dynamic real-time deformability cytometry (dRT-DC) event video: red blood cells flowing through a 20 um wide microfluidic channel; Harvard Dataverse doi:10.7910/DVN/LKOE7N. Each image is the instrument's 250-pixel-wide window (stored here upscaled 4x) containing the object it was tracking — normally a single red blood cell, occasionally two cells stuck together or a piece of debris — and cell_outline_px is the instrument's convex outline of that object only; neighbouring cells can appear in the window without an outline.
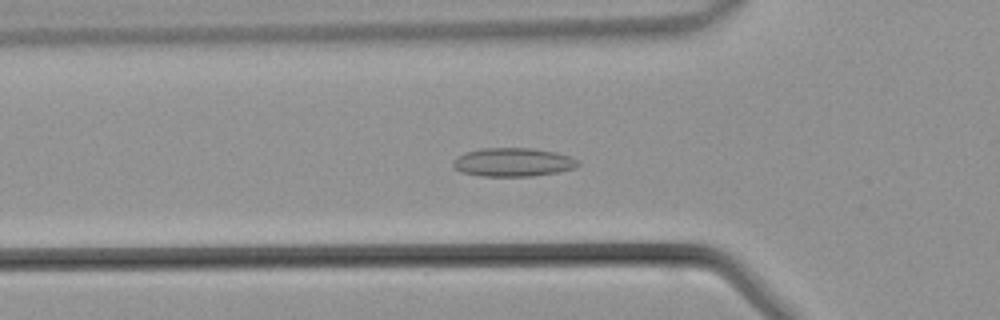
{"species": "common noctule bat (a hibernating species)", "species_latin": "Nyctalus noctula", "temperature_condition": "warm", "stored_images_in_passage": 44, "camera_frame_rate_fps": 3000, "um_per_image_px": 0.085, "animal": {"sex": "male", "body_mass_g": 21.5, "forearm_length_mm": 52.0}, "frame": {"image": 1, "passage_image": 13, "time_ms": 4.0, "image_size_px": [1000, 320], "cell_outline_px": [[580, 164], [576, 168], [556, 172], [532, 176], [484, 176], [460, 172], [452, 168], [452, 160], [456, 156], [480, 148], [532, 148], [556, 152], [572, 156], [580, 160]], "centroid_in_image_um": [43.61, 13.78], "position_along_channel_um": 82.2, "area_um2": 21.1}}
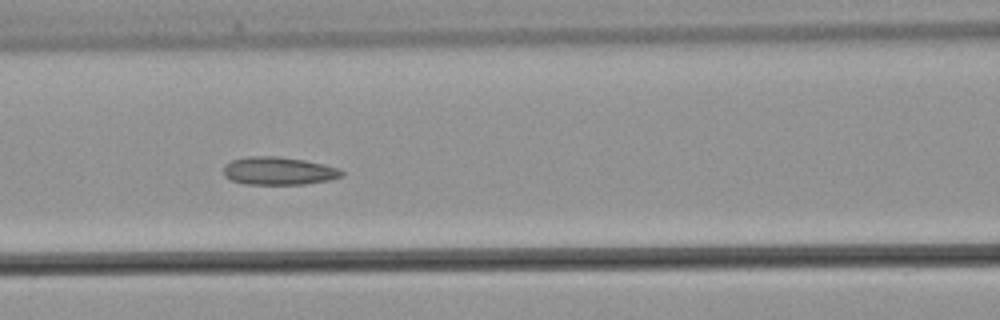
{"frame": {"image": 2, "passage_image": 17, "time_ms": 5.333, "image_size_px": [1000, 320], "cell_outline_px": [[344, 176], [328, 180], [304, 184], [244, 184], [232, 180], [224, 176], [224, 164], [232, 160], [248, 156], [276, 156], [304, 160], [324, 164], [340, 168], [344, 172]], "centroid_in_image_um": [23.69, 14.52], "position_along_channel_um": 142.9, "area_um2": 19.31}}
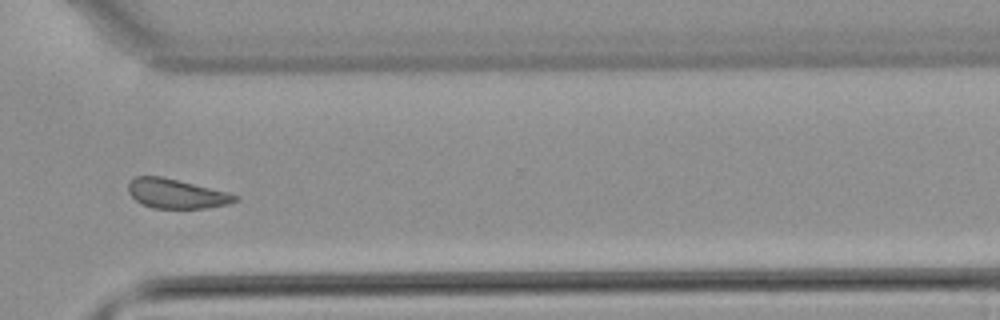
{"frame": {"image": 3, "passage_image": 31, "time_ms": 10.0, "image_size_px": [1000, 320], "cell_outline_px": [[240, 196], [236, 200], [228, 204], [204, 208], [152, 208], [140, 204], [128, 192], [128, 184], [136, 176], [160, 176], [228, 192]], "centroid_in_image_um": [14.97, 16.47], "position_along_channel_um": 355.6, "area_um2": 18.15}}